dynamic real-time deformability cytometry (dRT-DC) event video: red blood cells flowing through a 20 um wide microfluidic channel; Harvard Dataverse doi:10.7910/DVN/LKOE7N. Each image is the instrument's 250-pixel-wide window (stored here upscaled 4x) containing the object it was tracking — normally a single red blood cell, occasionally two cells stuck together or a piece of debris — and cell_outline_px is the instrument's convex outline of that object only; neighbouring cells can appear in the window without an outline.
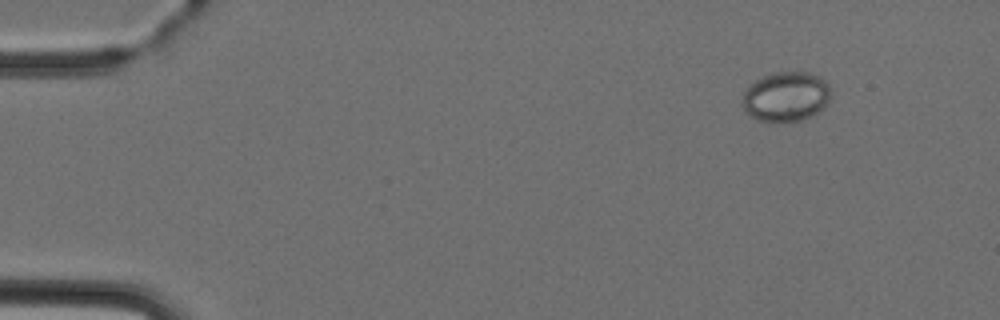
{"species": "Egyptian fruit bat (a non-hibernating species)", "species_latin": "Rousettus aegyptiacus", "temperature_condition": "cold", "stored_images_in_passage": 4, "camera_frame_rate_fps": 3000, "um_per_image_px": 0.085, "animal": {"sex": "female"}, "frame": {"image": 1, "passage_image": 1, "time_ms": 0.0, "image_size_px": [1000, 320], "cell_outline_px": [[832, 96], [812, 116], [800, 120], [756, 120], [744, 112], [740, 104], [744, 92], [756, 80], [772, 72], [808, 72], [820, 76], [832, 88]], "centroid_in_image_um": [66.79, 8.19], "position_along_channel_um": 18.2, "area_um2": 25.55}}